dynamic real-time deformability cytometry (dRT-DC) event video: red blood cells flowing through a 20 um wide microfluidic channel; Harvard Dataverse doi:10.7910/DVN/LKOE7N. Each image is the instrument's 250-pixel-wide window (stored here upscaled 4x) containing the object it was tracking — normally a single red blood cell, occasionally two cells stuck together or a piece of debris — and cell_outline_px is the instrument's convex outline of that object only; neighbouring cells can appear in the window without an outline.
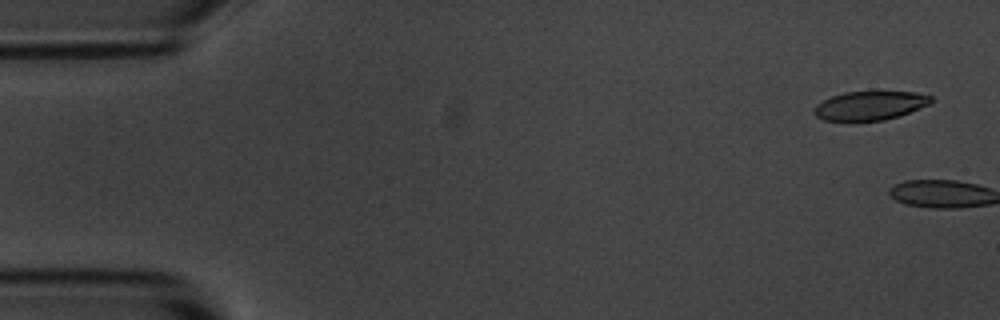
{"species": "common noctule bat (a hibernating species)", "species_latin": "Nyctalus noctula", "temperature_condition": "room temperature", "stored_images_in_passage": 11, "camera_frame_rate_fps": 3000, "um_per_image_px": 0.085, "animal": {"sex": "male", "body_mass_g": 20.1, "forearm_length_mm": 53.5}, "frame": {"image": 1, "passage_image": 1, "time_ms": 0.0, "image_size_px": [1000, 320], "cell_outline_px": [[932, 100], [928, 104], [900, 116], [884, 120], [852, 124], [848, 124], [824, 120], [816, 116], [812, 112], [812, 108], [816, 104], [832, 96], [844, 92], [912, 92], [932, 96]], "centroid_in_image_um": [73.84, 9.04], "position_along_channel_um": 11.2, "area_um2": 20.35}}
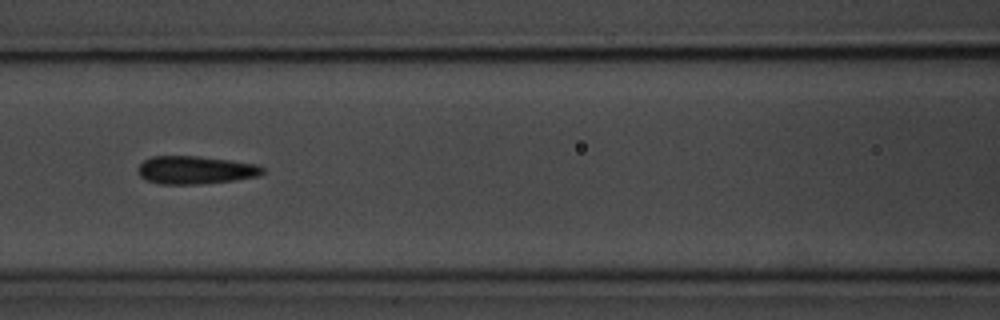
{"frame": {"image": 2, "passage_image": 7, "time_ms": 8.0, "image_size_px": [1000, 320], "cell_outline_px": [[264, 172], [260, 176], [236, 180], [200, 184], [160, 184], [148, 180], [140, 176], [140, 164], [144, 160], [152, 156], [200, 156], [256, 164], [264, 168]], "centroid_in_image_um": [16.65, 14.45], "position_along_channel_um": 149.9, "area_um2": 20.23}}
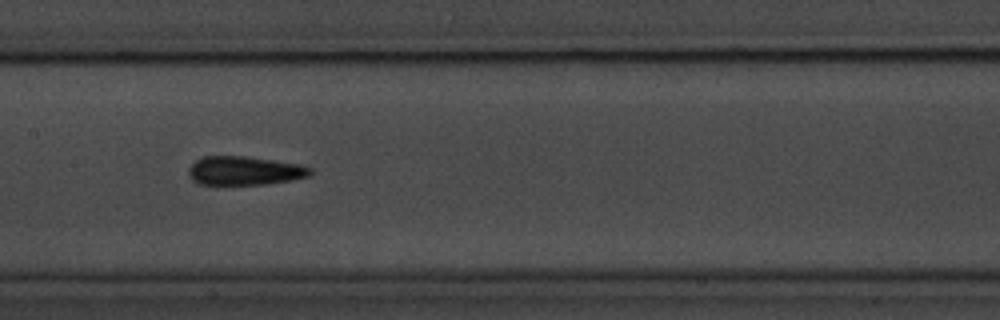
{"frame": {"image": 3, "passage_image": 8, "time_ms": 9.0, "image_size_px": [1000, 320], "cell_outline_px": [[312, 172], [308, 176], [292, 180], [264, 184], [216, 188], [196, 184], [188, 176], [188, 168], [196, 160], [204, 156], [244, 156], [300, 164], [312, 168]], "centroid_in_image_um": [20.68, 14.57], "position_along_channel_um": 186.7, "area_um2": 21.39}}